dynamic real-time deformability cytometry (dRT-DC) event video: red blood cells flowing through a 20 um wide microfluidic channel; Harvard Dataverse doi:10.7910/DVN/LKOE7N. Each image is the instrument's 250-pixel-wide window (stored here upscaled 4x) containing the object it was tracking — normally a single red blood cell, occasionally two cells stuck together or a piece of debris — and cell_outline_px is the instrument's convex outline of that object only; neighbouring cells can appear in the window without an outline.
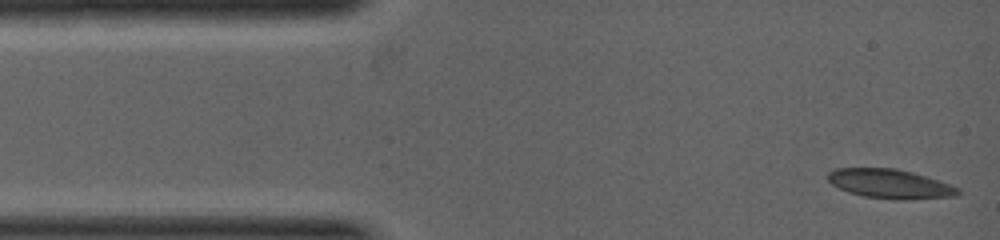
{"species": "common noctule bat (a hibernating species)", "species_latin": "Nyctalus noctula", "temperature_condition": "warm", "stored_images_in_passage": 16, "camera_frame_rate_fps": 5000, "um_per_image_px": 0.085, "animal": {"sex": "female", "body_mass_g": 19.0, "forearm_length_mm": 53.3}, "frame": {"image": 1, "passage_image": 1, "time_ms": 0.0, "image_size_px": [1000, 240], "cell_outline_px": [[960, 192], [956, 196], [896, 200], [864, 196], [848, 192], [832, 184], [828, 180], [828, 172], [836, 168], [896, 168], [912, 172], [940, 180], [960, 188]], "centroid_in_image_um": [75.66, 15.62], "position_along_channel_um": 9.3, "area_um2": 22.14}}